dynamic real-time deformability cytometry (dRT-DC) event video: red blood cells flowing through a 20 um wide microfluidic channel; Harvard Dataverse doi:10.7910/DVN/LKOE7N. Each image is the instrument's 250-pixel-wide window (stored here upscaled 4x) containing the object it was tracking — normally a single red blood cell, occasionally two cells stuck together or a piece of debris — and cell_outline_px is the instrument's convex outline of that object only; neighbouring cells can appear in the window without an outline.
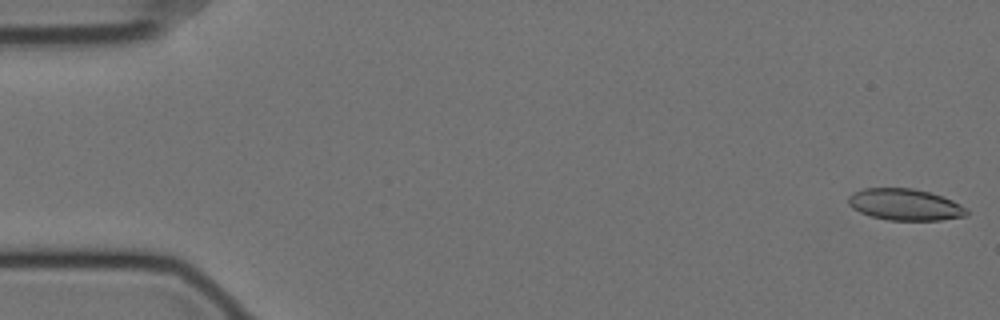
{"species": "Egyptian fruit bat (a non-hibernating species)", "species_latin": "Rousettus aegyptiacus", "temperature_condition": "cold", "stored_images_in_passage": 57, "camera_frame_rate_fps": 3000, "um_per_image_px": 0.085, "animal": {"sex": "female"}, "frame": {"image": 1, "passage_image": 1, "time_ms": 0.0, "image_size_px": [1000, 320], "cell_outline_px": [[968, 216], [940, 220], [888, 220], [872, 216], [860, 212], [852, 208], [848, 204], [848, 196], [852, 192], [864, 188], [912, 188], [928, 192], [952, 200], [968, 208]], "centroid_in_image_um": [76.92, 17.39], "position_along_channel_um": 8.1, "area_um2": 21.79}}
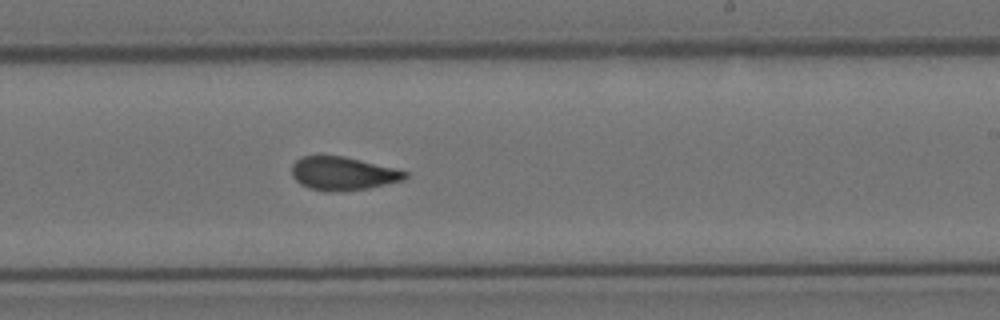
{"frame": {"image": 2, "passage_image": 34, "time_ms": 11.0, "image_size_px": [1000, 320], "cell_outline_px": [[408, 176], [404, 180], [368, 188], [332, 192], [328, 192], [308, 188], [300, 184], [292, 176], [292, 164], [300, 156], [344, 156], [408, 172]], "centroid_in_image_um": [29.11, 14.75], "position_along_channel_um": 259.9, "area_um2": 21.91}}
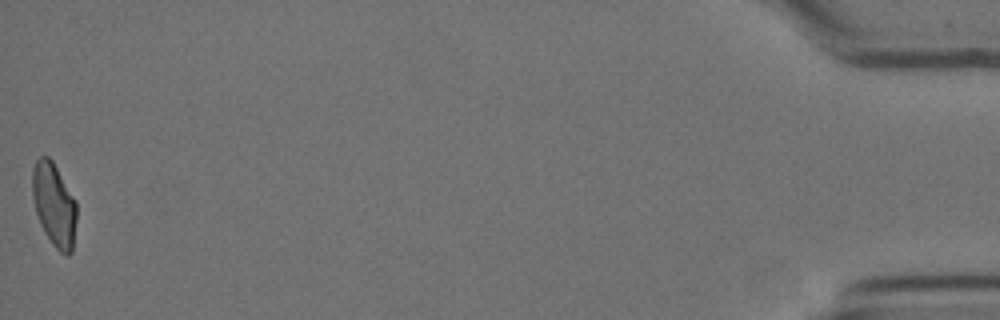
{"frame": {"image": 3, "passage_image": 57, "time_ms": 18.667, "image_size_px": [1000, 320], "cell_outline_px": [[76, 220], [72, 252], [68, 256], [64, 256], [52, 244], [44, 232], [40, 224], [36, 212], [32, 196], [32, 168], [36, 160], [40, 156], [48, 156], [52, 160], [76, 200]], "centroid_in_image_um": [4.59, 17.4], "position_along_channel_um": 430.6, "area_um2": 21.68}, "authors_computed_cell_mechanics": {"area_um2": 22.1952, "velocity_mm_per_s": 3.5091, "shape_relaxation_time_tau1_ms": null, "shape_relaxation_time_tau2_ms": 2.294, "deformation_change_tau1": null, "deformation_change_tau2": 0.0952}}